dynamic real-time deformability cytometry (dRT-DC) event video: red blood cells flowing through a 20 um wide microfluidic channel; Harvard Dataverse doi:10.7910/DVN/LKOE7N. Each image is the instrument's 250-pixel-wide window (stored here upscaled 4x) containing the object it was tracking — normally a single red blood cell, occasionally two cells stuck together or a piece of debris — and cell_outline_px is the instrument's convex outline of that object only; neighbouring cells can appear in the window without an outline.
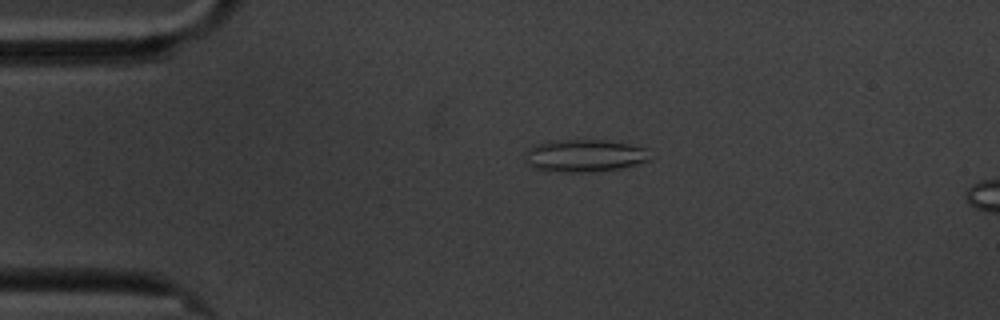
{"species": "common noctule bat (a hibernating species)", "species_latin": "Nyctalus noctula", "temperature_condition": "cold", "stored_images_in_passage": 17, "segment_of_instrument_passage": [1, 2], "camera_frame_rate_fps": 3000, "um_per_image_px": 0.085, "animal": {"sex": "male", "body_mass_g": 20.1, "forearm_length_mm": 53.5}, "frame": {"image": 1, "passage_image": 12, "time_ms": 3.667, "image_size_px": [1000, 320], "cell_outline_px": [[652, 160], [620, 168], [592, 172], [560, 172], [532, 168], [528, 164], [528, 148], [536, 144], [556, 140], [604, 140], [628, 144], [644, 148]], "centroid_in_image_um": [49.7, 13.24], "position_along_channel_um": 35.3, "area_um2": 23.35}}